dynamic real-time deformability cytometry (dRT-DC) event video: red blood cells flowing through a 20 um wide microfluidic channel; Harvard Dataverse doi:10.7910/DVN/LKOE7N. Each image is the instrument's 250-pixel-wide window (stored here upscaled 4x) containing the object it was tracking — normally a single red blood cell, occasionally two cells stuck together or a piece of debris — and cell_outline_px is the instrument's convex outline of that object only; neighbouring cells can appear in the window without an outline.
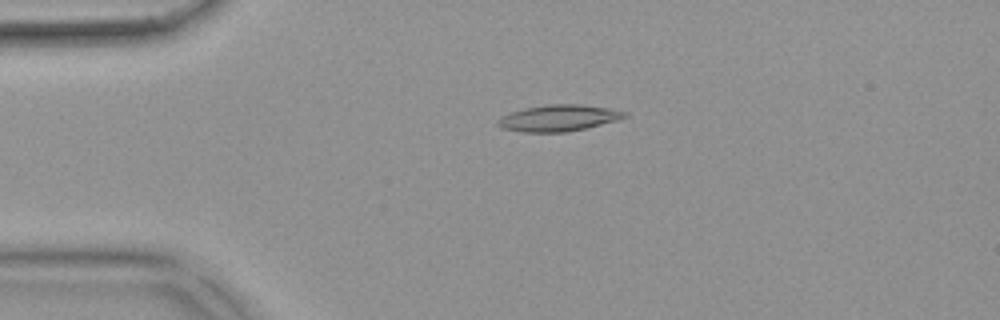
{"species": "common noctule bat (a hibernating species)", "species_latin": "Nyctalus noctula", "temperature_condition": "warm", "stored_images_in_passage": 53, "camera_frame_rate_fps": 3000, "um_per_image_px": 0.085, "animal": {"sex": "female", "body_mass_g": 18.4}, "frame": {"image": 1, "passage_image": 12, "time_ms": 3.667, "image_size_px": [1000, 320], "cell_outline_px": [[628, 116], [620, 120], [584, 128], [564, 132], [520, 132], [500, 128], [496, 124], [496, 120], [500, 116], [524, 108], [548, 104], [580, 104], [608, 108], [628, 112]], "centroid_in_image_um": [47.45, 10.03], "position_along_channel_um": 37.5, "area_um2": 19.65}}
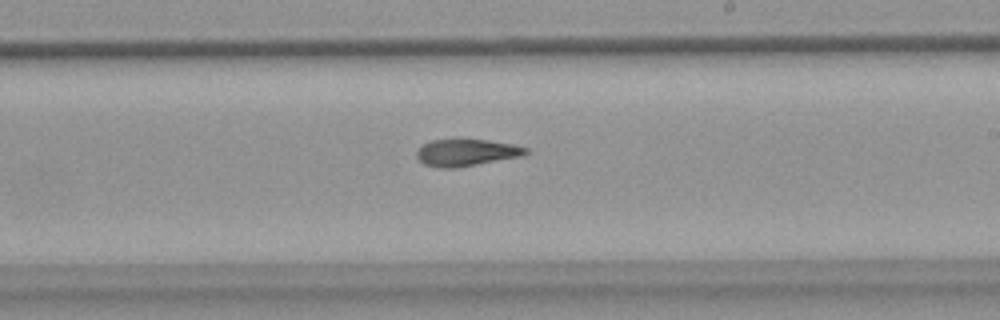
{"frame": {"image": 2, "passage_image": 31, "time_ms": 10.0, "image_size_px": [1000, 320], "cell_outline_px": [[528, 152], [524, 156], [460, 168], [436, 168], [424, 164], [416, 156], [416, 152], [424, 144], [432, 140], [460, 136], [488, 140], [512, 144], [528, 148]], "centroid_in_image_um": [39.65, 12.94], "position_along_channel_um": 249.4, "area_um2": 18.03}}
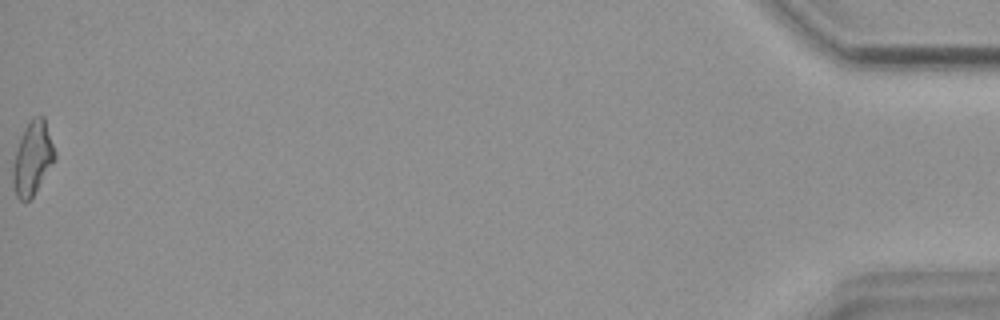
{"frame": {"image": 3, "passage_image": 53, "time_ms": 17.333, "image_size_px": [1000, 320], "cell_outline_px": [[56, 160], [32, 196], [28, 200], [20, 200], [16, 196], [12, 184], [12, 164], [16, 148], [20, 136], [24, 128], [32, 116], [44, 116], [56, 152]], "centroid_in_image_um": [2.76, 13.42], "position_along_channel_um": 432.4, "area_um2": 18.21}, "authors_computed_cell_mechanics": {"area_um2": 17.918, "velocity_mm_per_s": 3.8664, "shape_relaxation_time_tau1_ms": 11.1307, "shape_relaxation_time_tau2_ms": 6.9687, "deformation_change_tau1": 0.2574, "deformation_change_tau2": 0.1456}}